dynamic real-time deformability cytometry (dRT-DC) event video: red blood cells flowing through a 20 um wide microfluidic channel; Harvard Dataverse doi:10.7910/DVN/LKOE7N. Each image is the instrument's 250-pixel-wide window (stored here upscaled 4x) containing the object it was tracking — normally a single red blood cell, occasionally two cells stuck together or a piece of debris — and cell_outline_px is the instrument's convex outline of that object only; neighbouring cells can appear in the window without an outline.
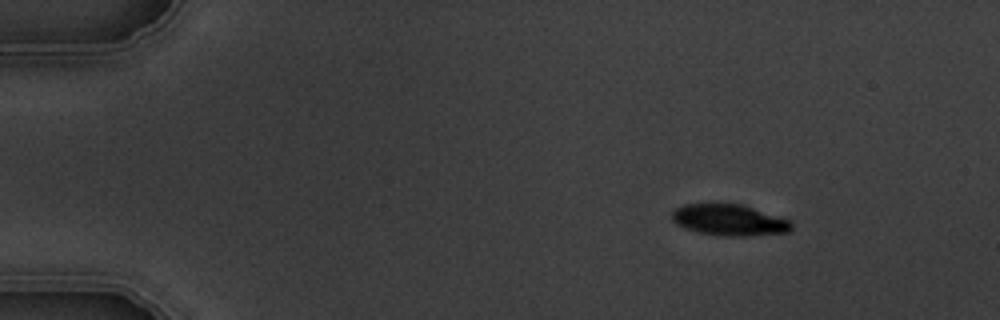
{"species": "common noctule bat (a hibernating species)", "species_latin": "Nyctalus noctula", "temperature_condition": "warm", "stored_images_in_passage": 5, "camera_frame_rate_fps": 3000, "um_per_image_px": 0.085, "animal": {"sex": "male", "body_mass_g": 19.5, "forearm_length_mm": 54.6}, "frame": {"image": 1, "passage_image": 1, "time_ms": 0.0, "image_size_px": [1000, 320], "cell_outline_px": [[792, 228], [788, 232], [748, 236], [724, 236], [696, 232], [684, 228], [676, 224], [672, 220], [672, 208], [684, 204], [716, 200], [744, 204], [788, 220], [792, 224]], "centroid_in_image_um": [61.89, 18.64], "position_along_channel_um": 23.1, "area_um2": 22.72}}